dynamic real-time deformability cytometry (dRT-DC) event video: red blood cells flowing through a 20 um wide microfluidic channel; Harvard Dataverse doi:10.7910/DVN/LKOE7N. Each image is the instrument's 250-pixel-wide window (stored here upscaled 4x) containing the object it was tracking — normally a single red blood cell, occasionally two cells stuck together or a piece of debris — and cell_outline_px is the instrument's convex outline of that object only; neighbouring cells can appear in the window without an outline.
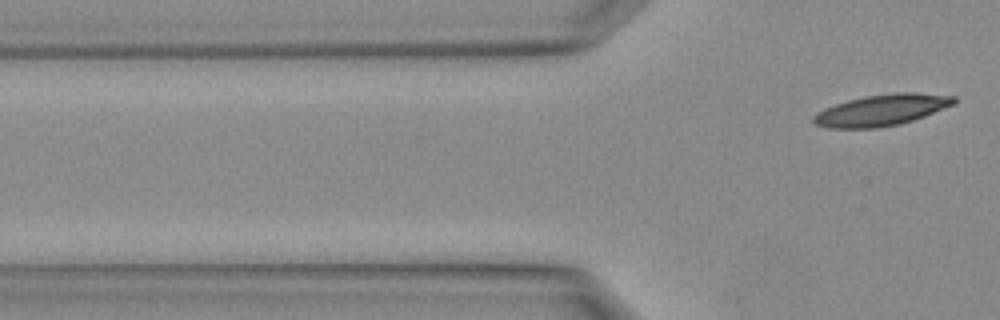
{"species": "Egyptian fruit bat (a non-hibernating species)", "species_latin": "Rousettus aegyptiacus", "temperature_condition": "warm", "stored_images_in_passage": 2, "camera_frame_rate_fps": 3000, "um_per_image_px": 0.085, "animal": {"sex": "female"}, "frame": {"image": 1, "passage_image": 2, "time_ms": 0.333, "image_size_px": [1000, 320], "cell_outline_px": [[956, 104], [924, 116], [900, 124], [876, 128], [828, 128], [816, 124], [812, 120], [812, 116], [836, 104], [848, 100], [868, 96], [896, 92], [912, 92], [956, 96]], "centroid_in_image_um": [74.99, 9.36], "position_along_channel_um": 50.8, "area_um2": 25.32}}